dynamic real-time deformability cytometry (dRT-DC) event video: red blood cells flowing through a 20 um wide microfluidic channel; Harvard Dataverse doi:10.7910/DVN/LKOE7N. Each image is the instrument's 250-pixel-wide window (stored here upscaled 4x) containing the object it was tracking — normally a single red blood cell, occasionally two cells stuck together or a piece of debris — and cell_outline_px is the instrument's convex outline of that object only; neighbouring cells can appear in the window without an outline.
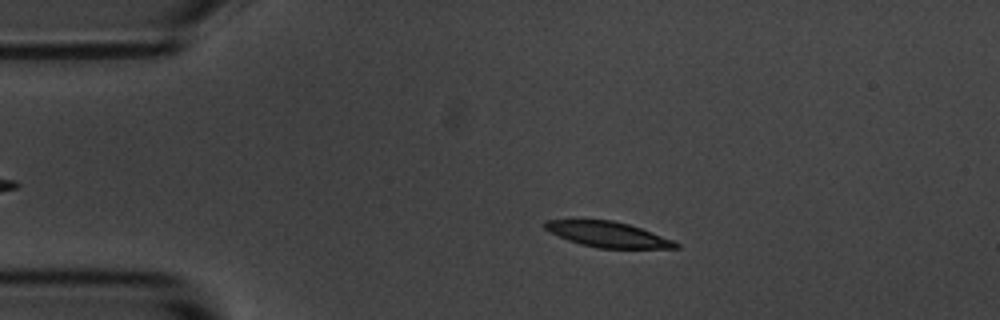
{"species": "common noctule bat (a hibernating species)", "species_latin": "Nyctalus noctula", "temperature_condition": "room temperature", "stored_images_in_passage": 42, "camera_frame_rate_fps": 3000, "um_per_image_px": 0.085, "animal": {"sex": "male", "body_mass_g": 20.1, "forearm_length_mm": 53.5}, "frame": {"image": 1, "passage_image": 4, "time_ms": 1.0, "image_size_px": [1000, 320], "cell_outline_px": [[680, 248], [596, 248], [580, 244], [568, 240], [544, 228], [544, 220], [612, 220], [628, 224], [640, 228], [672, 240], [680, 244]], "centroid_in_image_um": [51.67, 19.93], "position_along_channel_um": 33.3, "area_um2": 19.07}}
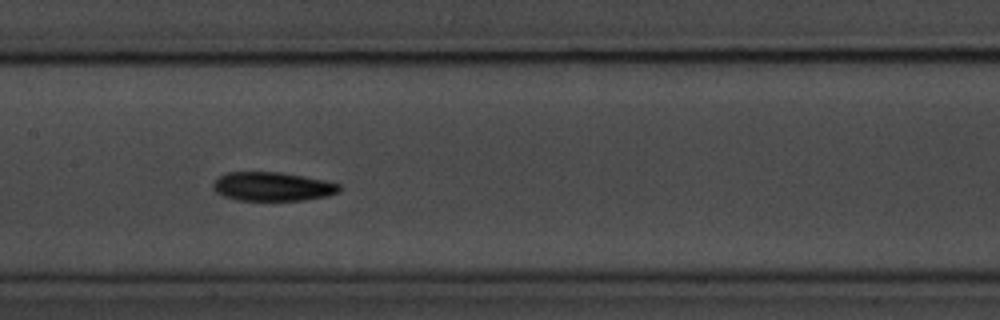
{"frame": {"image": 2, "passage_image": 20, "time_ms": 6.333, "image_size_px": [1000, 320], "cell_outline_px": [[340, 192], [328, 196], [308, 200], [236, 200], [224, 196], [216, 192], [212, 188], [212, 184], [220, 176], [228, 172], [280, 172], [304, 176], [324, 180], [340, 184]], "centroid_in_image_um": [23.18, 15.86], "position_along_channel_um": 184.2, "area_um2": 21.33}}
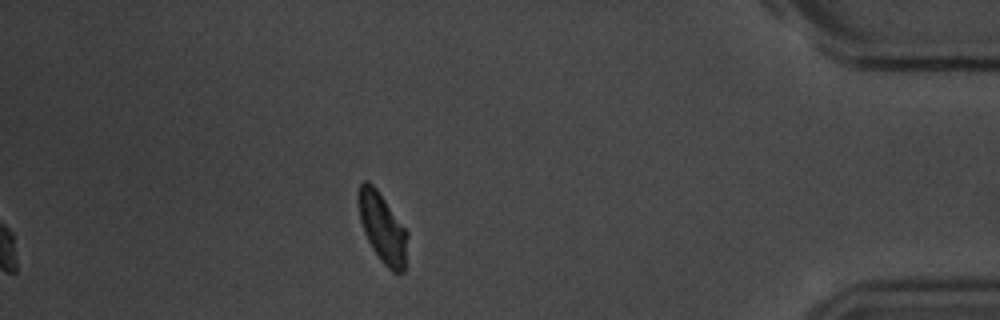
{"frame": {"image": 3, "passage_image": 42, "time_ms": 13.667, "image_size_px": [1000, 320], "cell_outline_px": [[408, 236], [404, 272], [392, 272], [380, 260], [372, 248], [364, 232], [360, 220], [360, 184], [364, 180], [368, 180], [376, 188], [408, 232]], "centroid_in_image_um": [32.54, 19.41], "position_along_channel_um": 402.7, "area_um2": 19.42}, "authors_computed_cell_mechanics": {"area_um2": 20.4034, "velocity_mm_per_s": 3.5853, "shape_relaxation_time_tau1_ms": 2.7572, "shape_relaxation_time_tau2_ms": 6.2802, "deformation_change_tau1": 0.1187, "deformation_change_tau2": 0.124}}